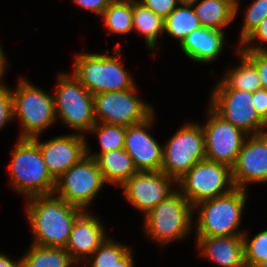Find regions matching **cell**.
I'll use <instances>...</instances> for the list:
<instances>
[{
  "label": "cell",
  "mask_w": 267,
  "mask_h": 267,
  "mask_svg": "<svg viewBox=\"0 0 267 267\" xmlns=\"http://www.w3.org/2000/svg\"><path fill=\"white\" fill-rule=\"evenodd\" d=\"M26 217L34 234V245L65 248L76 218L84 211L51 195L27 198Z\"/></svg>",
  "instance_id": "1"
},
{
  "label": "cell",
  "mask_w": 267,
  "mask_h": 267,
  "mask_svg": "<svg viewBox=\"0 0 267 267\" xmlns=\"http://www.w3.org/2000/svg\"><path fill=\"white\" fill-rule=\"evenodd\" d=\"M17 141L8 166L11 186L26 198L53 194L56 180L48 171L38 144L32 138Z\"/></svg>",
  "instance_id": "2"
},
{
  "label": "cell",
  "mask_w": 267,
  "mask_h": 267,
  "mask_svg": "<svg viewBox=\"0 0 267 267\" xmlns=\"http://www.w3.org/2000/svg\"><path fill=\"white\" fill-rule=\"evenodd\" d=\"M120 45L112 51L116 55L80 53L75 56L73 75L94 96L111 91H125L135 87L132 76L121 64L118 52Z\"/></svg>",
  "instance_id": "3"
},
{
  "label": "cell",
  "mask_w": 267,
  "mask_h": 267,
  "mask_svg": "<svg viewBox=\"0 0 267 267\" xmlns=\"http://www.w3.org/2000/svg\"><path fill=\"white\" fill-rule=\"evenodd\" d=\"M245 189L234 188L229 193L199 202L196 209V236H238L246 202ZM198 209V210H197Z\"/></svg>",
  "instance_id": "4"
},
{
  "label": "cell",
  "mask_w": 267,
  "mask_h": 267,
  "mask_svg": "<svg viewBox=\"0 0 267 267\" xmlns=\"http://www.w3.org/2000/svg\"><path fill=\"white\" fill-rule=\"evenodd\" d=\"M193 210V205L176 189L145 215L143 228L161 246L182 240L193 226Z\"/></svg>",
  "instance_id": "5"
},
{
  "label": "cell",
  "mask_w": 267,
  "mask_h": 267,
  "mask_svg": "<svg viewBox=\"0 0 267 267\" xmlns=\"http://www.w3.org/2000/svg\"><path fill=\"white\" fill-rule=\"evenodd\" d=\"M13 95V117L22 124L19 138H34L56 122L54 95L31 84L25 78L20 82Z\"/></svg>",
  "instance_id": "6"
},
{
  "label": "cell",
  "mask_w": 267,
  "mask_h": 267,
  "mask_svg": "<svg viewBox=\"0 0 267 267\" xmlns=\"http://www.w3.org/2000/svg\"><path fill=\"white\" fill-rule=\"evenodd\" d=\"M57 79L59 82L53 93L56 119L79 131L80 135L88 133L96 123L93 95L73 74L61 73Z\"/></svg>",
  "instance_id": "7"
},
{
  "label": "cell",
  "mask_w": 267,
  "mask_h": 267,
  "mask_svg": "<svg viewBox=\"0 0 267 267\" xmlns=\"http://www.w3.org/2000/svg\"><path fill=\"white\" fill-rule=\"evenodd\" d=\"M177 184L180 187L178 190L193 206L227 194L235 188L231 168L207 159L194 164Z\"/></svg>",
  "instance_id": "8"
},
{
  "label": "cell",
  "mask_w": 267,
  "mask_h": 267,
  "mask_svg": "<svg viewBox=\"0 0 267 267\" xmlns=\"http://www.w3.org/2000/svg\"><path fill=\"white\" fill-rule=\"evenodd\" d=\"M163 145L161 171L176 182L196 163L206 159L205 136L200 123H186Z\"/></svg>",
  "instance_id": "9"
},
{
  "label": "cell",
  "mask_w": 267,
  "mask_h": 267,
  "mask_svg": "<svg viewBox=\"0 0 267 267\" xmlns=\"http://www.w3.org/2000/svg\"><path fill=\"white\" fill-rule=\"evenodd\" d=\"M104 183L106 182L95 158L86 155L56 179L53 194L71 205L88 210V205Z\"/></svg>",
  "instance_id": "10"
},
{
  "label": "cell",
  "mask_w": 267,
  "mask_h": 267,
  "mask_svg": "<svg viewBox=\"0 0 267 267\" xmlns=\"http://www.w3.org/2000/svg\"><path fill=\"white\" fill-rule=\"evenodd\" d=\"M134 88L125 91H111L93 96L94 117L96 122L130 126L149 118L154 109L152 105L136 96Z\"/></svg>",
  "instance_id": "11"
},
{
  "label": "cell",
  "mask_w": 267,
  "mask_h": 267,
  "mask_svg": "<svg viewBox=\"0 0 267 267\" xmlns=\"http://www.w3.org/2000/svg\"><path fill=\"white\" fill-rule=\"evenodd\" d=\"M253 93L237 89H214L210 107L225 121L248 135L261 134L266 122L252 103Z\"/></svg>",
  "instance_id": "12"
},
{
  "label": "cell",
  "mask_w": 267,
  "mask_h": 267,
  "mask_svg": "<svg viewBox=\"0 0 267 267\" xmlns=\"http://www.w3.org/2000/svg\"><path fill=\"white\" fill-rule=\"evenodd\" d=\"M207 110L209 117L202 126L206 159L232 168L248 134L225 121L210 106Z\"/></svg>",
  "instance_id": "13"
},
{
  "label": "cell",
  "mask_w": 267,
  "mask_h": 267,
  "mask_svg": "<svg viewBox=\"0 0 267 267\" xmlns=\"http://www.w3.org/2000/svg\"><path fill=\"white\" fill-rule=\"evenodd\" d=\"M177 182L162 171H138L122 186L125 199L144 216L170 196Z\"/></svg>",
  "instance_id": "14"
},
{
  "label": "cell",
  "mask_w": 267,
  "mask_h": 267,
  "mask_svg": "<svg viewBox=\"0 0 267 267\" xmlns=\"http://www.w3.org/2000/svg\"><path fill=\"white\" fill-rule=\"evenodd\" d=\"M231 170L236 188L246 190L249 184L267 181V138L263 133L248 135Z\"/></svg>",
  "instance_id": "15"
},
{
  "label": "cell",
  "mask_w": 267,
  "mask_h": 267,
  "mask_svg": "<svg viewBox=\"0 0 267 267\" xmlns=\"http://www.w3.org/2000/svg\"><path fill=\"white\" fill-rule=\"evenodd\" d=\"M85 135L67 134L40 142L39 136L32 138L39 146L48 171L56 180L86 156Z\"/></svg>",
  "instance_id": "16"
},
{
  "label": "cell",
  "mask_w": 267,
  "mask_h": 267,
  "mask_svg": "<svg viewBox=\"0 0 267 267\" xmlns=\"http://www.w3.org/2000/svg\"><path fill=\"white\" fill-rule=\"evenodd\" d=\"M155 114L145 121L126 127L124 150L133 159L137 171H161L163 164V145L148 132Z\"/></svg>",
  "instance_id": "17"
},
{
  "label": "cell",
  "mask_w": 267,
  "mask_h": 267,
  "mask_svg": "<svg viewBox=\"0 0 267 267\" xmlns=\"http://www.w3.org/2000/svg\"><path fill=\"white\" fill-rule=\"evenodd\" d=\"M105 234L99 217L84 210L72 226L65 249L79 265L84 263L103 244L108 238Z\"/></svg>",
  "instance_id": "18"
},
{
  "label": "cell",
  "mask_w": 267,
  "mask_h": 267,
  "mask_svg": "<svg viewBox=\"0 0 267 267\" xmlns=\"http://www.w3.org/2000/svg\"><path fill=\"white\" fill-rule=\"evenodd\" d=\"M196 242L200 255L220 267H246L243 235L196 236Z\"/></svg>",
  "instance_id": "19"
},
{
  "label": "cell",
  "mask_w": 267,
  "mask_h": 267,
  "mask_svg": "<svg viewBox=\"0 0 267 267\" xmlns=\"http://www.w3.org/2000/svg\"><path fill=\"white\" fill-rule=\"evenodd\" d=\"M224 35L223 31L201 27L185 37L180 43L181 50L186 57L195 62L214 61L223 50Z\"/></svg>",
  "instance_id": "20"
},
{
  "label": "cell",
  "mask_w": 267,
  "mask_h": 267,
  "mask_svg": "<svg viewBox=\"0 0 267 267\" xmlns=\"http://www.w3.org/2000/svg\"><path fill=\"white\" fill-rule=\"evenodd\" d=\"M95 160L105 182L118 185V187L138 172L133 159L124 149L101 153Z\"/></svg>",
  "instance_id": "21"
},
{
  "label": "cell",
  "mask_w": 267,
  "mask_h": 267,
  "mask_svg": "<svg viewBox=\"0 0 267 267\" xmlns=\"http://www.w3.org/2000/svg\"><path fill=\"white\" fill-rule=\"evenodd\" d=\"M241 64L228 69L214 89H237L254 93L261 89V81L256 66L238 49Z\"/></svg>",
  "instance_id": "22"
},
{
  "label": "cell",
  "mask_w": 267,
  "mask_h": 267,
  "mask_svg": "<svg viewBox=\"0 0 267 267\" xmlns=\"http://www.w3.org/2000/svg\"><path fill=\"white\" fill-rule=\"evenodd\" d=\"M196 4L192 6L202 27L223 31L235 20V6L228 0H200Z\"/></svg>",
  "instance_id": "23"
},
{
  "label": "cell",
  "mask_w": 267,
  "mask_h": 267,
  "mask_svg": "<svg viewBox=\"0 0 267 267\" xmlns=\"http://www.w3.org/2000/svg\"><path fill=\"white\" fill-rule=\"evenodd\" d=\"M164 19L147 8L138 0H133V31H137L145 38L148 49L157 48V37L163 35Z\"/></svg>",
  "instance_id": "24"
},
{
  "label": "cell",
  "mask_w": 267,
  "mask_h": 267,
  "mask_svg": "<svg viewBox=\"0 0 267 267\" xmlns=\"http://www.w3.org/2000/svg\"><path fill=\"white\" fill-rule=\"evenodd\" d=\"M77 263L65 248L31 244L21 258V267H72Z\"/></svg>",
  "instance_id": "25"
},
{
  "label": "cell",
  "mask_w": 267,
  "mask_h": 267,
  "mask_svg": "<svg viewBox=\"0 0 267 267\" xmlns=\"http://www.w3.org/2000/svg\"><path fill=\"white\" fill-rule=\"evenodd\" d=\"M102 18L108 33H130L133 31V0H112Z\"/></svg>",
  "instance_id": "26"
},
{
  "label": "cell",
  "mask_w": 267,
  "mask_h": 267,
  "mask_svg": "<svg viewBox=\"0 0 267 267\" xmlns=\"http://www.w3.org/2000/svg\"><path fill=\"white\" fill-rule=\"evenodd\" d=\"M164 32L180 43L194 30L201 28L192 5H178L165 19Z\"/></svg>",
  "instance_id": "27"
},
{
  "label": "cell",
  "mask_w": 267,
  "mask_h": 267,
  "mask_svg": "<svg viewBox=\"0 0 267 267\" xmlns=\"http://www.w3.org/2000/svg\"><path fill=\"white\" fill-rule=\"evenodd\" d=\"M88 133L97 134L101 146L98 153H90L88 143H86V155L92 158L107 151L124 149L126 126L96 122Z\"/></svg>",
  "instance_id": "28"
},
{
  "label": "cell",
  "mask_w": 267,
  "mask_h": 267,
  "mask_svg": "<svg viewBox=\"0 0 267 267\" xmlns=\"http://www.w3.org/2000/svg\"><path fill=\"white\" fill-rule=\"evenodd\" d=\"M130 250L132 249L129 246L117 243L113 237H108L84 264L89 265L87 263H91V267H113Z\"/></svg>",
  "instance_id": "29"
},
{
  "label": "cell",
  "mask_w": 267,
  "mask_h": 267,
  "mask_svg": "<svg viewBox=\"0 0 267 267\" xmlns=\"http://www.w3.org/2000/svg\"><path fill=\"white\" fill-rule=\"evenodd\" d=\"M244 260L246 267H257L267 259V229L256 234L251 241L243 233Z\"/></svg>",
  "instance_id": "30"
},
{
  "label": "cell",
  "mask_w": 267,
  "mask_h": 267,
  "mask_svg": "<svg viewBox=\"0 0 267 267\" xmlns=\"http://www.w3.org/2000/svg\"><path fill=\"white\" fill-rule=\"evenodd\" d=\"M251 5V6H250ZM245 11V19L240 34V44L255 31L260 22L267 17V0H254Z\"/></svg>",
  "instance_id": "31"
},
{
  "label": "cell",
  "mask_w": 267,
  "mask_h": 267,
  "mask_svg": "<svg viewBox=\"0 0 267 267\" xmlns=\"http://www.w3.org/2000/svg\"><path fill=\"white\" fill-rule=\"evenodd\" d=\"M259 40L262 45H255L254 43L252 44L253 41ZM264 44H267V17L264 18L258 27L255 29L253 33H251L246 40L242 43L239 44V50L240 51H267V47H265ZM264 46V47H262ZM242 47V48H241Z\"/></svg>",
  "instance_id": "32"
},
{
  "label": "cell",
  "mask_w": 267,
  "mask_h": 267,
  "mask_svg": "<svg viewBox=\"0 0 267 267\" xmlns=\"http://www.w3.org/2000/svg\"><path fill=\"white\" fill-rule=\"evenodd\" d=\"M13 95L11 88H0V129L13 119Z\"/></svg>",
  "instance_id": "33"
},
{
  "label": "cell",
  "mask_w": 267,
  "mask_h": 267,
  "mask_svg": "<svg viewBox=\"0 0 267 267\" xmlns=\"http://www.w3.org/2000/svg\"><path fill=\"white\" fill-rule=\"evenodd\" d=\"M259 73L262 89L267 90V51H241Z\"/></svg>",
  "instance_id": "34"
},
{
  "label": "cell",
  "mask_w": 267,
  "mask_h": 267,
  "mask_svg": "<svg viewBox=\"0 0 267 267\" xmlns=\"http://www.w3.org/2000/svg\"><path fill=\"white\" fill-rule=\"evenodd\" d=\"M155 14L165 19L179 4L177 0H138Z\"/></svg>",
  "instance_id": "35"
},
{
  "label": "cell",
  "mask_w": 267,
  "mask_h": 267,
  "mask_svg": "<svg viewBox=\"0 0 267 267\" xmlns=\"http://www.w3.org/2000/svg\"><path fill=\"white\" fill-rule=\"evenodd\" d=\"M252 103L259 116L267 123V90L262 88L256 90L253 93Z\"/></svg>",
  "instance_id": "36"
},
{
  "label": "cell",
  "mask_w": 267,
  "mask_h": 267,
  "mask_svg": "<svg viewBox=\"0 0 267 267\" xmlns=\"http://www.w3.org/2000/svg\"><path fill=\"white\" fill-rule=\"evenodd\" d=\"M111 1L112 0H73V2L81 8L90 12L92 11L100 16H102Z\"/></svg>",
  "instance_id": "37"
},
{
  "label": "cell",
  "mask_w": 267,
  "mask_h": 267,
  "mask_svg": "<svg viewBox=\"0 0 267 267\" xmlns=\"http://www.w3.org/2000/svg\"><path fill=\"white\" fill-rule=\"evenodd\" d=\"M4 54L5 53L3 52V49L0 46V88H3L6 86L1 82V80H3L2 77L6 72V68L9 67V64H10L8 63Z\"/></svg>",
  "instance_id": "38"
},
{
  "label": "cell",
  "mask_w": 267,
  "mask_h": 267,
  "mask_svg": "<svg viewBox=\"0 0 267 267\" xmlns=\"http://www.w3.org/2000/svg\"><path fill=\"white\" fill-rule=\"evenodd\" d=\"M0 267H21V258L13 261L6 254H0Z\"/></svg>",
  "instance_id": "39"
},
{
  "label": "cell",
  "mask_w": 267,
  "mask_h": 267,
  "mask_svg": "<svg viewBox=\"0 0 267 267\" xmlns=\"http://www.w3.org/2000/svg\"><path fill=\"white\" fill-rule=\"evenodd\" d=\"M133 254L130 250L120 261L116 263L113 267H134Z\"/></svg>",
  "instance_id": "40"
},
{
  "label": "cell",
  "mask_w": 267,
  "mask_h": 267,
  "mask_svg": "<svg viewBox=\"0 0 267 267\" xmlns=\"http://www.w3.org/2000/svg\"><path fill=\"white\" fill-rule=\"evenodd\" d=\"M180 5H194L198 0H177Z\"/></svg>",
  "instance_id": "41"
},
{
  "label": "cell",
  "mask_w": 267,
  "mask_h": 267,
  "mask_svg": "<svg viewBox=\"0 0 267 267\" xmlns=\"http://www.w3.org/2000/svg\"><path fill=\"white\" fill-rule=\"evenodd\" d=\"M233 6H235V17L237 15L238 12V8H239V0H228Z\"/></svg>",
  "instance_id": "42"
},
{
  "label": "cell",
  "mask_w": 267,
  "mask_h": 267,
  "mask_svg": "<svg viewBox=\"0 0 267 267\" xmlns=\"http://www.w3.org/2000/svg\"><path fill=\"white\" fill-rule=\"evenodd\" d=\"M257 267H267V259L261 262Z\"/></svg>",
  "instance_id": "43"
},
{
  "label": "cell",
  "mask_w": 267,
  "mask_h": 267,
  "mask_svg": "<svg viewBox=\"0 0 267 267\" xmlns=\"http://www.w3.org/2000/svg\"><path fill=\"white\" fill-rule=\"evenodd\" d=\"M264 135H265V137L267 138V131L264 129L263 130V132H262Z\"/></svg>",
  "instance_id": "44"
}]
</instances>
